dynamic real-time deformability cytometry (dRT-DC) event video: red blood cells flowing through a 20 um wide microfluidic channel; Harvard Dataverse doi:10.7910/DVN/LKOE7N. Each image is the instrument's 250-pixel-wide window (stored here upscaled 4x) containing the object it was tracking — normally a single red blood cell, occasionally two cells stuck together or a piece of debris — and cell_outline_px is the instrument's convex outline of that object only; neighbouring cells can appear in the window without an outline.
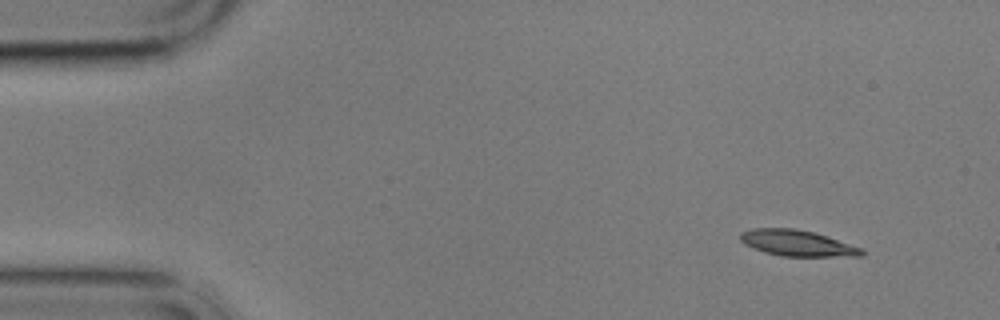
{"species": "common noctule bat (a hibernating species)", "species_latin": "Nyctalus noctula", "temperature_condition": "cold", "stored_images_in_passage": 3, "camera_frame_rate_fps": 3000, "um_per_image_px": 0.085, "animal": {"sex": "male", "body_mass_g": 17.9}, "frame": {"image": 1, "passage_image": 1, "time_ms": 0.0, "image_size_px": [1000, 320], "cell_outline_px": [[864, 256], [780, 256], [764, 252], [752, 248], [744, 244], [740, 240], [740, 232], [752, 228], [796, 228], [816, 232], [828, 236], [860, 248], [864, 252]], "centroid_in_image_um": [67.72, 20.65], "position_along_channel_um": 17.3, "area_um2": 18.5}}